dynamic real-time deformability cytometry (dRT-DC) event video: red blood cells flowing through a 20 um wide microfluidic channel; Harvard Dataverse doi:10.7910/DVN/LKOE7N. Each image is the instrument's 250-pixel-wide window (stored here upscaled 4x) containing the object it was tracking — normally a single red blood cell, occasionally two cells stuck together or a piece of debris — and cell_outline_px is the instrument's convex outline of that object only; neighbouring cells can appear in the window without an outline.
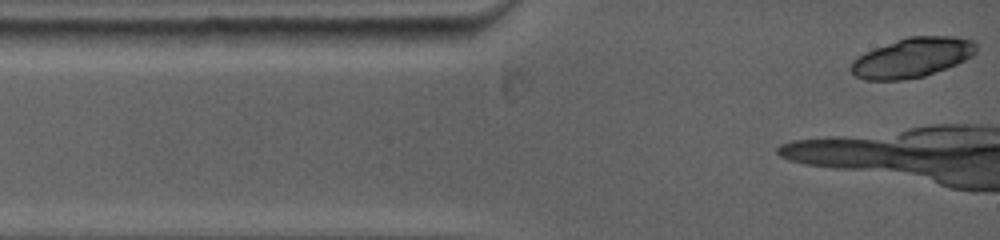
{"species": "common noctule bat (a hibernating species)", "species_latin": "Nyctalus noctula", "temperature_condition": "warm", "stored_images_in_passage": 51, "camera_frame_rate_fps": 5000, "um_per_image_px": 0.085, "animal": {"sex": "female", "body_mass_g": 19.0, "forearm_length_mm": 53.3}, "frame": {"image": 1, "passage_image": 1, "time_ms": 0.0, "image_size_px": [1000, 240], "cell_outline_px": [[976, 52], [972, 56], [956, 64], [924, 76], [904, 80], [864, 80], [856, 76], [848, 68], [852, 60], [856, 56], [864, 52], [908, 36], [952, 36], [976, 40]], "centroid_in_image_um": [77.52, 4.89], "position_along_channel_um": 7.5, "area_um2": 29.07}}